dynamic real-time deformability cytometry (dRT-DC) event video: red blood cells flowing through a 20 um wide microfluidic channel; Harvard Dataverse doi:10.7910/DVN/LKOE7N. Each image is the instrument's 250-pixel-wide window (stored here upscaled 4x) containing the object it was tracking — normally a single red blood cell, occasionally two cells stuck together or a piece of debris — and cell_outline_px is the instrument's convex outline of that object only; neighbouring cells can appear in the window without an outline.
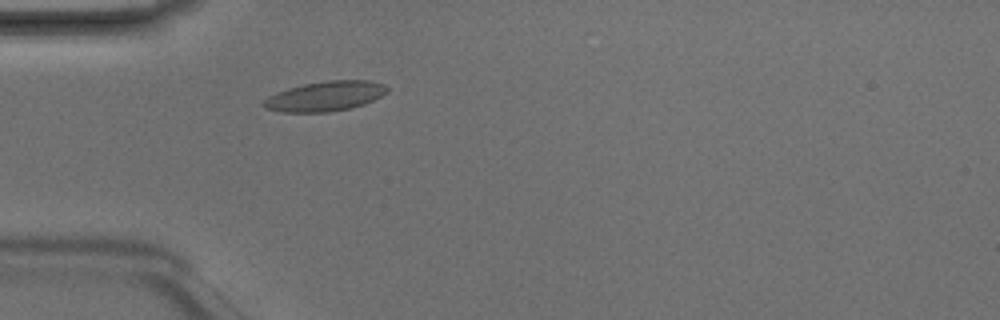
{"species": "Egyptian fruit bat (a non-hibernating species)", "species_latin": "Rousettus aegyptiacus", "temperature_condition": "room temperature", "stored_images_in_passage": 3, "camera_frame_rate_fps": 3000, "um_per_image_px": 0.085, "animal": {"sex": "male"}, "frame": {"image": 1, "passage_image": 3, "time_ms": 0.667, "image_size_px": [1000, 320], "cell_outline_px": [[388, 92], [364, 104], [352, 108], [328, 112], [284, 112], [264, 108], [260, 104], [268, 96], [276, 92], [288, 88], [304, 84], [324, 80], [368, 80], [384, 84], [388, 88]], "centroid_in_image_um": [27.62, 8.17], "position_along_channel_um": 57.4, "area_um2": 21.62}}